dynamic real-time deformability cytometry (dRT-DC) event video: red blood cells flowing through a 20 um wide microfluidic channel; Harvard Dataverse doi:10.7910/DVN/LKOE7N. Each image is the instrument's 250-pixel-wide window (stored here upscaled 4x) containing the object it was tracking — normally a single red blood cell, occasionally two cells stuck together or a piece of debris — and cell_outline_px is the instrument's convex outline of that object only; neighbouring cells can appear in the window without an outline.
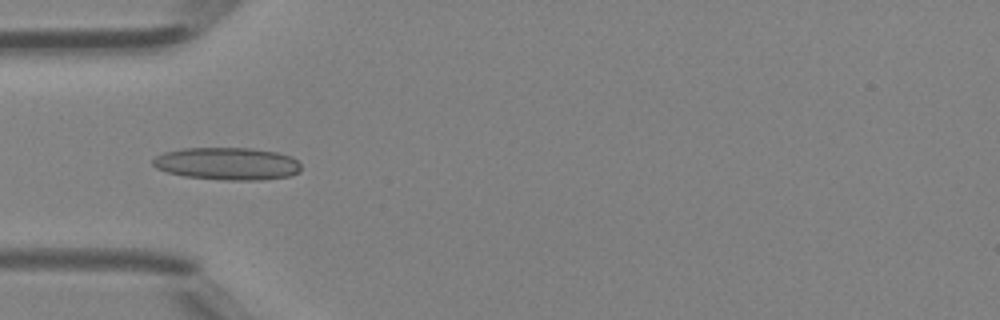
{"species": "Egyptian fruit bat (a non-hibernating species)", "species_latin": "Rousettus aegyptiacus", "temperature_condition": "room temperature", "stored_images_in_passage": 33, "camera_frame_rate_fps": 3000, "um_per_image_px": 0.085, "animal": {"sex": "female"}, "frame": {"image": 1, "passage_image": 1, "time_ms": 0.0, "image_size_px": [1000, 320], "cell_outline_px": [[300, 172], [288, 176], [260, 180], [224, 180], [184, 176], [168, 172], [156, 168], [152, 164], [152, 160], [156, 156], [164, 152], [184, 148], [252, 148], [276, 152], [292, 156], [300, 164]], "centroid_in_image_um": [19.32, 13.91], "position_along_channel_um": 65.7, "area_um2": 28.09}}
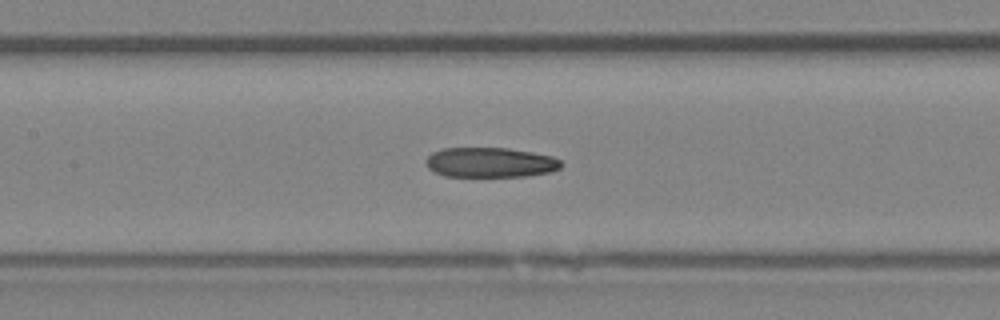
{"frame": {"image": 2, "passage_image": 8, "time_ms": 2.333, "image_size_px": [1000, 320], "cell_outline_px": [[564, 164], [560, 168], [552, 172], [528, 176], [444, 176], [428, 168], [428, 156], [432, 152], [444, 148], [508, 148], [532, 152], [552, 156], [560, 160]], "centroid_in_image_um": [41.73, 13.81], "position_along_channel_um": 165.7, "area_um2": 23.52}}
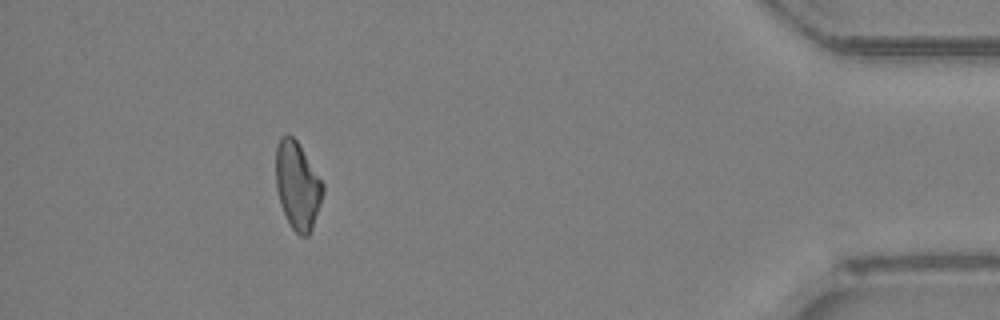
{"frame": {"image": 3, "passage_image": 29, "time_ms": 9.333, "image_size_px": [1000, 320], "cell_outline_px": [[324, 192], [312, 228], [308, 236], [300, 236], [292, 228], [280, 204], [276, 188], [276, 148], [280, 136], [288, 132], [296, 140], [324, 184]], "centroid_in_image_um": [25.27, 15.75], "position_along_channel_um": 409.9, "area_um2": 23.87}, "authors_computed_cell_mechanics": {"area_um2": 24.2182, "velocity_mm_per_s": 4.3268, "shape_relaxation_time_tau1_ms": null, "shape_relaxation_time_tau2_ms": 7.4393, "deformation_change_tau1": null, "deformation_change_tau2": 0.1756}}